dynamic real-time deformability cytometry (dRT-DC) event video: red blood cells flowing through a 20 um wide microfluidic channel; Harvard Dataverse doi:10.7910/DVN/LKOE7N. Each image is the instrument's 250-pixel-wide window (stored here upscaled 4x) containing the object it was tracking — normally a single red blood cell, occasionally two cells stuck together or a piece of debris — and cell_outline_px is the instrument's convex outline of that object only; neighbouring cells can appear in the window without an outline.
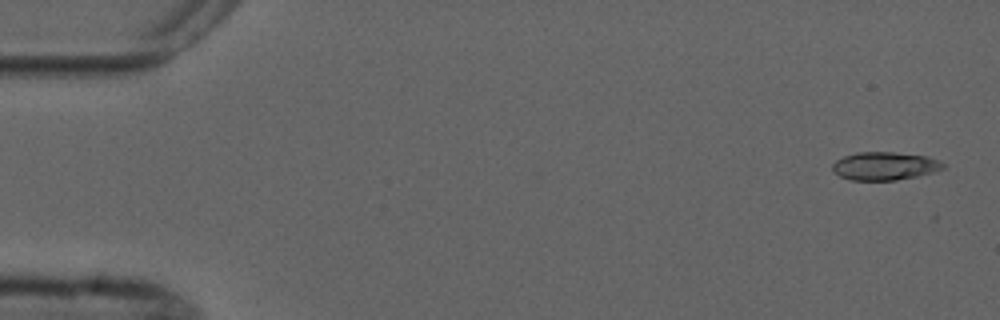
{"species": "common noctule bat (a hibernating species)", "species_latin": "Nyctalus noctula", "temperature_condition": "cold", "stored_images_in_passage": 6, "segment_of_instrument_passage": [1, 2], "camera_frame_rate_fps": 3000, "um_per_image_px": 0.085, "animal": {"sex": "male", "forearm_length_mm": 52.5}, "frame": {"image": 1, "passage_image": 1, "time_ms": 0.0, "image_size_px": [1000, 320], "cell_outline_px": [[944, 168], [932, 172], [916, 176], [896, 180], [852, 180], [840, 176], [832, 168], [832, 164], [836, 160], [844, 156], [856, 152], [892, 152], [928, 156], [940, 160], [944, 164]], "centroid_in_image_um": [75.2, 14.1], "position_along_channel_um": 9.8, "area_um2": 18.03}}